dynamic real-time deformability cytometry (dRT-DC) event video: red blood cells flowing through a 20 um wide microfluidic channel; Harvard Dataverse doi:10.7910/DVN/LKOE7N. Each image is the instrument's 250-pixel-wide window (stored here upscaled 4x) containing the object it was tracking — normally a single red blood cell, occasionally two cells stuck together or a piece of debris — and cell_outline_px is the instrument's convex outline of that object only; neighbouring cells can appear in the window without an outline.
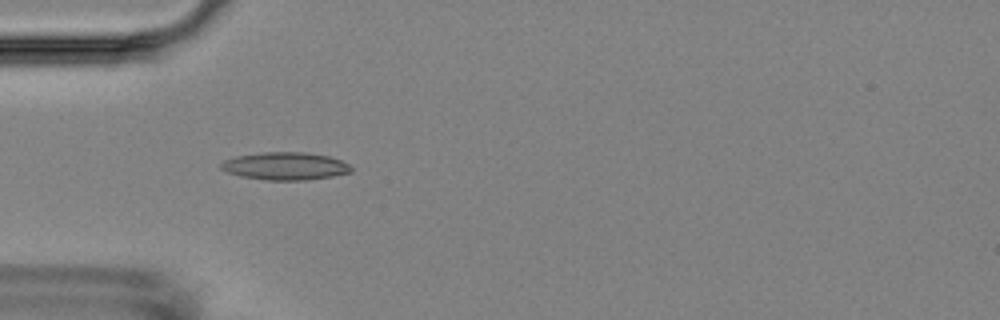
{"species": "Egyptian fruit bat (a non-hibernating species)", "species_latin": "Rousettus aegyptiacus", "temperature_condition": "room temperature", "stored_images_in_passage": 2, "camera_frame_rate_fps": 3000, "um_per_image_px": 0.085, "animal": {"sex": "female"}, "frame": {"image": 1, "passage_image": 1, "time_ms": 0.0, "image_size_px": [1000, 320], "cell_outline_px": [[352, 172], [332, 176], [304, 180], [264, 180], [240, 176], [228, 172], [220, 168], [220, 164], [224, 160], [236, 156], [264, 152], [304, 152], [328, 156], [340, 160], [348, 164], [352, 168]], "centroid_in_image_um": [24.23, 14.12], "position_along_channel_um": 60.8, "area_um2": 20.92}}
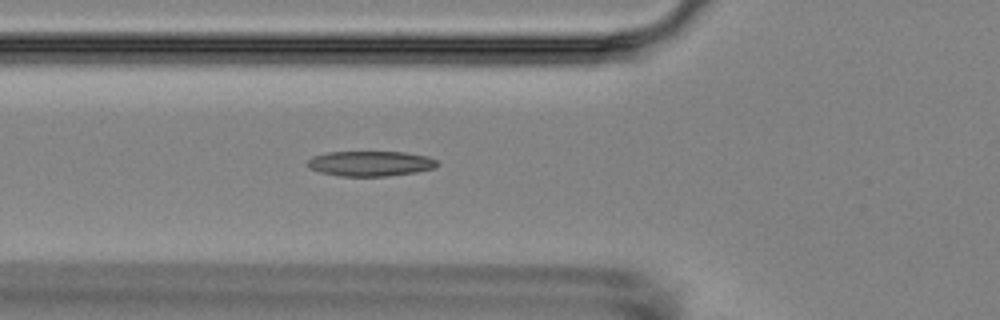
{"frame": {"image": 2, "passage_image": 2, "time_ms": 1.0, "image_size_px": [1000, 320], "cell_outline_px": [[440, 164], [436, 168], [416, 172], [388, 176], [340, 176], [320, 172], [308, 168], [304, 164], [312, 156], [324, 152], [404, 152], [428, 156], [436, 160]], "centroid_in_image_um": [31.46, 13.9], "position_along_channel_um": 94.3, "area_um2": 19.31}}